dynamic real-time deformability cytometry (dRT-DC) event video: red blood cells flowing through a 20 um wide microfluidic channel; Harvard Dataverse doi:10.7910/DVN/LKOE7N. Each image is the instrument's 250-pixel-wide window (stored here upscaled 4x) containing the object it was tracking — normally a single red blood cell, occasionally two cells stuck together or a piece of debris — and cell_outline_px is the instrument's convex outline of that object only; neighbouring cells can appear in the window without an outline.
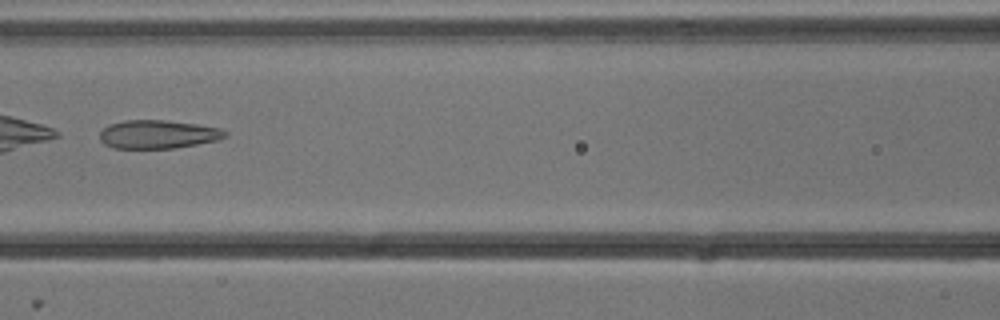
{"species": "common noctule bat (a hibernating species)", "species_latin": "Nyctalus noctula", "temperature_condition": "cold", "stored_images_in_passage": 6, "camera_frame_rate_fps": 3000, "um_per_image_px": 0.085, "animal": {"sex": "male", "body_mass_g": 13.3}, "frame": {"image": 1, "passage_image": 3, "time_ms": 0.667, "image_size_px": [1000, 320], "cell_outline_px": [[228, 136], [216, 140], [176, 148], [112, 148], [104, 144], [100, 140], [100, 132], [108, 124], [124, 120], [164, 120], [196, 124], [220, 128], [228, 132]], "centroid_in_image_um": [13.41, 11.41], "position_along_channel_um": 153.2, "area_um2": 20.81}}
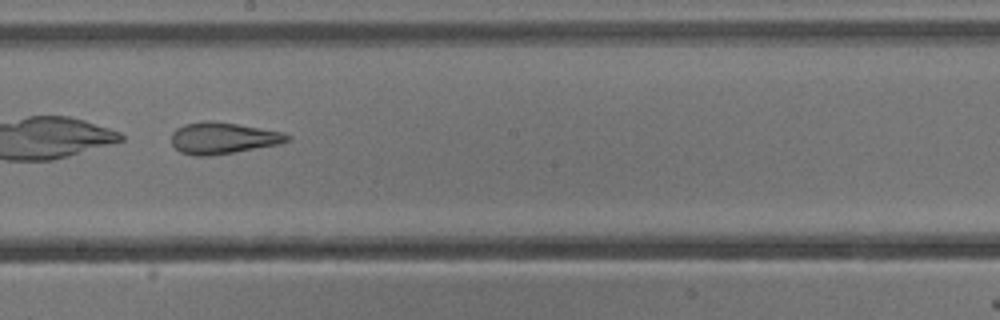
{"frame": {"image": 2, "passage_image": 5, "time_ms": 1.333, "image_size_px": [1000, 320], "cell_outline_px": [[292, 140], [280, 144], [236, 152], [208, 156], [196, 156], [180, 152], [172, 144], [172, 132], [176, 128], [184, 124], [204, 120], [212, 120], [284, 132], [292, 136]], "centroid_in_image_um": [18.98, 11.74], "position_along_channel_um": 229.2, "area_um2": 21.5}}
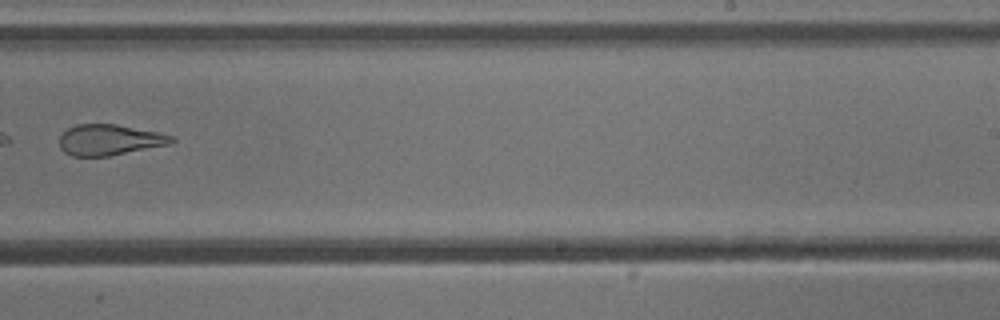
{"frame": {"image": 3, "passage_image": 6, "time_ms": 1.667, "image_size_px": [1000, 320], "cell_outline_px": [[176, 140], [168, 144], [108, 156], [72, 156], [64, 152], [60, 148], [60, 136], [68, 128], [76, 124], [116, 124], [160, 132], [172, 136]], "centroid_in_image_um": [9.29, 11.88], "position_along_channel_um": 279.7, "area_um2": 20.0}}